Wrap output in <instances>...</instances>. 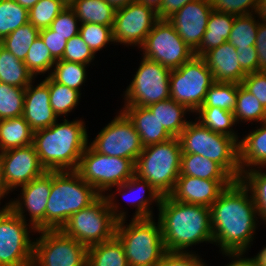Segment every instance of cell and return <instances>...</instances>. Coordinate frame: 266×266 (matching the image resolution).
Returning a JSON list of instances; mask_svg holds the SVG:
<instances>
[{
    "label": "cell",
    "mask_w": 266,
    "mask_h": 266,
    "mask_svg": "<svg viewBox=\"0 0 266 266\" xmlns=\"http://www.w3.org/2000/svg\"><path fill=\"white\" fill-rule=\"evenodd\" d=\"M257 208L247 188L234 180L210 207L213 243L223 252H246L257 228Z\"/></svg>",
    "instance_id": "obj_1"
},
{
    "label": "cell",
    "mask_w": 266,
    "mask_h": 266,
    "mask_svg": "<svg viewBox=\"0 0 266 266\" xmlns=\"http://www.w3.org/2000/svg\"><path fill=\"white\" fill-rule=\"evenodd\" d=\"M158 221L164 245L170 252H187L192 245L213 244L210 207L177 202L163 196L158 207Z\"/></svg>",
    "instance_id": "obj_2"
},
{
    "label": "cell",
    "mask_w": 266,
    "mask_h": 266,
    "mask_svg": "<svg viewBox=\"0 0 266 266\" xmlns=\"http://www.w3.org/2000/svg\"><path fill=\"white\" fill-rule=\"evenodd\" d=\"M56 121L33 133V145L46 171H76L88 144L86 125L80 120Z\"/></svg>",
    "instance_id": "obj_3"
},
{
    "label": "cell",
    "mask_w": 266,
    "mask_h": 266,
    "mask_svg": "<svg viewBox=\"0 0 266 266\" xmlns=\"http://www.w3.org/2000/svg\"><path fill=\"white\" fill-rule=\"evenodd\" d=\"M100 196L76 171H52L45 230H60L73 213L89 207Z\"/></svg>",
    "instance_id": "obj_4"
},
{
    "label": "cell",
    "mask_w": 266,
    "mask_h": 266,
    "mask_svg": "<svg viewBox=\"0 0 266 266\" xmlns=\"http://www.w3.org/2000/svg\"><path fill=\"white\" fill-rule=\"evenodd\" d=\"M114 198V194L100 196L89 207L73 213L60 230L87 247L111 239L117 221L126 220V212L118 210Z\"/></svg>",
    "instance_id": "obj_5"
},
{
    "label": "cell",
    "mask_w": 266,
    "mask_h": 266,
    "mask_svg": "<svg viewBox=\"0 0 266 266\" xmlns=\"http://www.w3.org/2000/svg\"><path fill=\"white\" fill-rule=\"evenodd\" d=\"M182 153L199 154L218 163L234 180H239L238 141L224 134L216 133L190 121L179 135Z\"/></svg>",
    "instance_id": "obj_6"
},
{
    "label": "cell",
    "mask_w": 266,
    "mask_h": 266,
    "mask_svg": "<svg viewBox=\"0 0 266 266\" xmlns=\"http://www.w3.org/2000/svg\"><path fill=\"white\" fill-rule=\"evenodd\" d=\"M181 154V144L176 137L144 147L135 162L134 174L150 183L162 196H168L180 175Z\"/></svg>",
    "instance_id": "obj_7"
},
{
    "label": "cell",
    "mask_w": 266,
    "mask_h": 266,
    "mask_svg": "<svg viewBox=\"0 0 266 266\" xmlns=\"http://www.w3.org/2000/svg\"><path fill=\"white\" fill-rule=\"evenodd\" d=\"M157 223L153 217L133 218L128 225H124L125 219L117 221L115 235L123 244L129 266H155L166 254Z\"/></svg>",
    "instance_id": "obj_8"
},
{
    "label": "cell",
    "mask_w": 266,
    "mask_h": 266,
    "mask_svg": "<svg viewBox=\"0 0 266 266\" xmlns=\"http://www.w3.org/2000/svg\"><path fill=\"white\" fill-rule=\"evenodd\" d=\"M214 83L211 70L202 56H193L178 69L171 70L170 98L196 112L204 103L209 87Z\"/></svg>",
    "instance_id": "obj_9"
},
{
    "label": "cell",
    "mask_w": 266,
    "mask_h": 266,
    "mask_svg": "<svg viewBox=\"0 0 266 266\" xmlns=\"http://www.w3.org/2000/svg\"><path fill=\"white\" fill-rule=\"evenodd\" d=\"M135 171V164L127 158L112 157L96 152L90 145L86 146L76 172L102 196L129 180Z\"/></svg>",
    "instance_id": "obj_10"
},
{
    "label": "cell",
    "mask_w": 266,
    "mask_h": 266,
    "mask_svg": "<svg viewBox=\"0 0 266 266\" xmlns=\"http://www.w3.org/2000/svg\"><path fill=\"white\" fill-rule=\"evenodd\" d=\"M29 223L10 207L0 210V266H32L34 241L30 240Z\"/></svg>",
    "instance_id": "obj_11"
},
{
    "label": "cell",
    "mask_w": 266,
    "mask_h": 266,
    "mask_svg": "<svg viewBox=\"0 0 266 266\" xmlns=\"http://www.w3.org/2000/svg\"><path fill=\"white\" fill-rule=\"evenodd\" d=\"M32 266H87L88 247L61 230L37 231Z\"/></svg>",
    "instance_id": "obj_12"
},
{
    "label": "cell",
    "mask_w": 266,
    "mask_h": 266,
    "mask_svg": "<svg viewBox=\"0 0 266 266\" xmlns=\"http://www.w3.org/2000/svg\"><path fill=\"white\" fill-rule=\"evenodd\" d=\"M171 70L160 63L145 58L125 91L124 106L147 107L170 98Z\"/></svg>",
    "instance_id": "obj_13"
},
{
    "label": "cell",
    "mask_w": 266,
    "mask_h": 266,
    "mask_svg": "<svg viewBox=\"0 0 266 266\" xmlns=\"http://www.w3.org/2000/svg\"><path fill=\"white\" fill-rule=\"evenodd\" d=\"M143 56L170 70L178 69L194 56V51L183 41L167 19H159L141 46Z\"/></svg>",
    "instance_id": "obj_14"
},
{
    "label": "cell",
    "mask_w": 266,
    "mask_h": 266,
    "mask_svg": "<svg viewBox=\"0 0 266 266\" xmlns=\"http://www.w3.org/2000/svg\"><path fill=\"white\" fill-rule=\"evenodd\" d=\"M91 142L90 146L104 155L130 159L134 164L143 150L133 123L120 111Z\"/></svg>",
    "instance_id": "obj_15"
},
{
    "label": "cell",
    "mask_w": 266,
    "mask_h": 266,
    "mask_svg": "<svg viewBox=\"0 0 266 266\" xmlns=\"http://www.w3.org/2000/svg\"><path fill=\"white\" fill-rule=\"evenodd\" d=\"M158 20L157 12L137 1L118 8L112 27L113 42L141 48Z\"/></svg>",
    "instance_id": "obj_16"
},
{
    "label": "cell",
    "mask_w": 266,
    "mask_h": 266,
    "mask_svg": "<svg viewBox=\"0 0 266 266\" xmlns=\"http://www.w3.org/2000/svg\"><path fill=\"white\" fill-rule=\"evenodd\" d=\"M51 186L52 171H46L40 177L33 179L21 187V200L16 199L10 201L4 207H10L25 222L27 220L24 211H28L31 217L29 221L31 227L36 231L45 230V210L50 196Z\"/></svg>",
    "instance_id": "obj_17"
},
{
    "label": "cell",
    "mask_w": 266,
    "mask_h": 266,
    "mask_svg": "<svg viewBox=\"0 0 266 266\" xmlns=\"http://www.w3.org/2000/svg\"><path fill=\"white\" fill-rule=\"evenodd\" d=\"M0 159L3 178L9 191L28 184L46 172L33 144L3 151Z\"/></svg>",
    "instance_id": "obj_18"
},
{
    "label": "cell",
    "mask_w": 266,
    "mask_h": 266,
    "mask_svg": "<svg viewBox=\"0 0 266 266\" xmlns=\"http://www.w3.org/2000/svg\"><path fill=\"white\" fill-rule=\"evenodd\" d=\"M212 10L209 0H195L187 3L167 20L183 41L195 51L206 32L207 21Z\"/></svg>",
    "instance_id": "obj_19"
},
{
    "label": "cell",
    "mask_w": 266,
    "mask_h": 266,
    "mask_svg": "<svg viewBox=\"0 0 266 266\" xmlns=\"http://www.w3.org/2000/svg\"><path fill=\"white\" fill-rule=\"evenodd\" d=\"M233 181L179 176L169 196L177 202L211 207L218 199L220 193Z\"/></svg>",
    "instance_id": "obj_20"
},
{
    "label": "cell",
    "mask_w": 266,
    "mask_h": 266,
    "mask_svg": "<svg viewBox=\"0 0 266 266\" xmlns=\"http://www.w3.org/2000/svg\"><path fill=\"white\" fill-rule=\"evenodd\" d=\"M31 82L25 89L23 118L35 132L48 128L57 121L58 116L50 105L47 77L36 87Z\"/></svg>",
    "instance_id": "obj_21"
},
{
    "label": "cell",
    "mask_w": 266,
    "mask_h": 266,
    "mask_svg": "<svg viewBox=\"0 0 266 266\" xmlns=\"http://www.w3.org/2000/svg\"><path fill=\"white\" fill-rule=\"evenodd\" d=\"M214 82L241 84L247 73L241 68L236 48L228 41L212 48L203 56Z\"/></svg>",
    "instance_id": "obj_22"
},
{
    "label": "cell",
    "mask_w": 266,
    "mask_h": 266,
    "mask_svg": "<svg viewBox=\"0 0 266 266\" xmlns=\"http://www.w3.org/2000/svg\"><path fill=\"white\" fill-rule=\"evenodd\" d=\"M133 123L143 147L169 140L172 136L147 107L124 106L121 110Z\"/></svg>",
    "instance_id": "obj_23"
},
{
    "label": "cell",
    "mask_w": 266,
    "mask_h": 266,
    "mask_svg": "<svg viewBox=\"0 0 266 266\" xmlns=\"http://www.w3.org/2000/svg\"><path fill=\"white\" fill-rule=\"evenodd\" d=\"M116 188V191H118L120 195L122 194V197H125L126 201L128 200L129 203L131 202V205L134 204L133 206L136 208V212L133 215V218L136 219L152 218L153 212L150 208V205L152 204L151 202L154 201L157 203L156 205L159 206L163 197L150 183L146 180L140 179L135 174L129 180L118 185ZM145 190L148 191V197L144 195L146 192ZM128 192L130 196L133 193L131 196L132 198L127 196L129 195ZM139 192L142 195L138 194Z\"/></svg>",
    "instance_id": "obj_24"
},
{
    "label": "cell",
    "mask_w": 266,
    "mask_h": 266,
    "mask_svg": "<svg viewBox=\"0 0 266 266\" xmlns=\"http://www.w3.org/2000/svg\"><path fill=\"white\" fill-rule=\"evenodd\" d=\"M261 124L238 142L241 173L252 166L266 167V121Z\"/></svg>",
    "instance_id": "obj_25"
},
{
    "label": "cell",
    "mask_w": 266,
    "mask_h": 266,
    "mask_svg": "<svg viewBox=\"0 0 266 266\" xmlns=\"http://www.w3.org/2000/svg\"><path fill=\"white\" fill-rule=\"evenodd\" d=\"M235 16L212 10L207 21V29L199 47L194 51L195 56H203L212 48L224 44L230 35Z\"/></svg>",
    "instance_id": "obj_26"
},
{
    "label": "cell",
    "mask_w": 266,
    "mask_h": 266,
    "mask_svg": "<svg viewBox=\"0 0 266 266\" xmlns=\"http://www.w3.org/2000/svg\"><path fill=\"white\" fill-rule=\"evenodd\" d=\"M147 108L157 117L172 137L178 138L189 123L184 117L187 114L186 112L191 111L186 106L175 102L171 98L150 104Z\"/></svg>",
    "instance_id": "obj_27"
},
{
    "label": "cell",
    "mask_w": 266,
    "mask_h": 266,
    "mask_svg": "<svg viewBox=\"0 0 266 266\" xmlns=\"http://www.w3.org/2000/svg\"><path fill=\"white\" fill-rule=\"evenodd\" d=\"M208 180H234L218 163L199 154L182 153L180 175Z\"/></svg>",
    "instance_id": "obj_28"
},
{
    "label": "cell",
    "mask_w": 266,
    "mask_h": 266,
    "mask_svg": "<svg viewBox=\"0 0 266 266\" xmlns=\"http://www.w3.org/2000/svg\"><path fill=\"white\" fill-rule=\"evenodd\" d=\"M33 133L23 116L0 120V153L33 144Z\"/></svg>",
    "instance_id": "obj_29"
},
{
    "label": "cell",
    "mask_w": 266,
    "mask_h": 266,
    "mask_svg": "<svg viewBox=\"0 0 266 266\" xmlns=\"http://www.w3.org/2000/svg\"><path fill=\"white\" fill-rule=\"evenodd\" d=\"M87 266H129L118 237L114 235L109 240L89 246Z\"/></svg>",
    "instance_id": "obj_30"
},
{
    "label": "cell",
    "mask_w": 266,
    "mask_h": 266,
    "mask_svg": "<svg viewBox=\"0 0 266 266\" xmlns=\"http://www.w3.org/2000/svg\"><path fill=\"white\" fill-rule=\"evenodd\" d=\"M70 8L80 24L95 23L113 27L116 9L105 0H76Z\"/></svg>",
    "instance_id": "obj_31"
},
{
    "label": "cell",
    "mask_w": 266,
    "mask_h": 266,
    "mask_svg": "<svg viewBox=\"0 0 266 266\" xmlns=\"http://www.w3.org/2000/svg\"><path fill=\"white\" fill-rule=\"evenodd\" d=\"M34 78L23 61L0 47V82L26 89Z\"/></svg>",
    "instance_id": "obj_32"
},
{
    "label": "cell",
    "mask_w": 266,
    "mask_h": 266,
    "mask_svg": "<svg viewBox=\"0 0 266 266\" xmlns=\"http://www.w3.org/2000/svg\"><path fill=\"white\" fill-rule=\"evenodd\" d=\"M196 114H199L198 122L204 127L213 132L235 138L239 142L238 135L232 129L233 125L236 124L233 112L218 107H200Z\"/></svg>",
    "instance_id": "obj_33"
},
{
    "label": "cell",
    "mask_w": 266,
    "mask_h": 266,
    "mask_svg": "<svg viewBox=\"0 0 266 266\" xmlns=\"http://www.w3.org/2000/svg\"><path fill=\"white\" fill-rule=\"evenodd\" d=\"M233 114L236 122L239 120L261 123L266 121V109L242 84H238V94Z\"/></svg>",
    "instance_id": "obj_34"
},
{
    "label": "cell",
    "mask_w": 266,
    "mask_h": 266,
    "mask_svg": "<svg viewBox=\"0 0 266 266\" xmlns=\"http://www.w3.org/2000/svg\"><path fill=\"white\" fill-rule=\"evenodd\" d=\"M241 183L250 192L257 208L258 217L266 222V173L253 167L241 173Z\"/></svg>",
    "instance_id": "obj_35"
},
{
    "label": "cell",
    "mask_w": 266,
    "mask_h": 266,
    "mask_svg": "<svg viewBox=\"0 0 266 266\" xmlns=\"http://www.w3.org/2000/svg\"><path fill=\"white\" fill-rule=\"evenodd\" d=\"M39 31L38 28L28 22L6 36L1 41L2 46L24 62L30 46L39 37Z\"/></svg>",
    "instance_id": "obj_36"
},
{
    "label": "cell",
    "mask_w": 266,
    "mask_h": 266,
    "mask_svg": "<svg viewBox=\"0 0 266 266\" xmlns=\"http://www.w3.org/2000/svg\"><path fill=\"white\" fill-rule=\"evenodd\" d=\"M47 86L50 93V105L58 117L61 115L66 116L78 105L81 97L79 91L55 82L49 75L47 77Z\"/></svg>",
    "instance_id": "obj_37"
},
{
    "label": "cell",
    "mask_w": 266,
    "mask_h": 266,
    "mask_svg": "<svg viewBox=\"0 0 266 266\" xmlns=\"http://www.w3.org/2000/svg\"><path fill=\"white\" fill-rule=\"evenodd\" d=\"M253 14L235 16L228 42L236 49H245L254 46L257 38L259 19Z\"/></svg>",
    "instance_id": "obj_38"
},
{
    "label": "cell",
    "mask_w": 266,
    "mask_h": 266,
    "mask_svg": "<svg viewBox=\"0 0 266 266\" xmlns=\"http://www.w3.org/2000/svg\"><path fill=\"white\" fill-rule=\"evenodd\" d=\"M29 22V12L15 0L0 1V41Z\"/></svg>",
    "instance_id": "obj_39"
},
{
    "label": "cell",
    "mask_w": 266,
    "mask_h": 266,
    "mask_svg": "<svg viewBox=\"0 0 266 266\" xmlns=\"http://www.w3.org/2000/svg\"><path fill=\"white\" fill-rule=\"evenodd\" d=\"M49 76L57 83L81 92L80 86L86 81V64L57 60Z\"/></svg>",
    "instance_id": "obj_40"
},
{
    "label": "cell",
    "mask_w": 266,
    "mask_h": 266,
    "mask_svg": "<svg viewBox=\"0 0 266 266\" xmlns=\"http://www.w3.org/2000/svg\"><path fill=\"white\" fill-rule=\"evenodd\" d=\"M238 94V84L214 82L208 89L201 107H218L233 112Z\"/></svg>",
    "instance_id": "obj_41"
},
{
    "label": "cell",
    "mask_w": 266,
    "mask_h": 266,
    "mask_svg": "<svg viewBox=\"0 0 266 266\" xmlns=\"http://www.w3.org/2000/svg\"><path fill=\"white\" fill-rule=\"evenodd\" d=\"M25 88L0 82V120L23 115Z\"/></svg>",
    "instance_id": "obj_42"
},
{
    "label": "cell",
    "mask_w": 266,
    "mask_h": 266,
    "mask_svg": "<svg viewBox=\"0 0 266 266\" xmlns=\"http://www.w3.org/2000/svg\"><path fill=\"white\" fill-rule=\"evenodd\" d=\"M24 63L27 69L36 77L38 74H44L53 68L56 60L39 36L30 46Z\"/></svg>",
    "instance_id": "obj_43"
},
{
    "label": "cell",
    "mask_w": 266,
    "mask_h": 266,
    "mask_svg": "<svg viewBox=\"0 0 266 266\" xmlns=\"http://www.w3.org/2000/svg\"><path fill=\"white\" fill-rule=\"evenodd\" d=\"M65 7L60 0H40L28 11L29 23L39 30L49 28Z\"/></svg>",
    "instance_id": "obj_44"
},
{
    "label": "cell",
    "mask_w": 266,
    "mask_h": 266,
    "mask_svg": "<svg viewBox=\"0 0 266 266\" xmlns=\"http://www.w3.org/2000/svg\"><path fill=\"white\" fill-rule=\"evenodd\" d=\"M79 35L89 48L96 54L102 50L106 44L113 42L112 28L95 23L80 24Z\"/></svg>",
    "instance_id": "obj_45"
},
{
    "label": "cell",
    "mask_w": 266,
    "mask_h": 266,
    "mask_svg": "<svg viewBox=\"0 0 266 266\" xmlns=\"http://www.w3.org/2000/svg\"><path fill=\"white\" fill-rule=\"evenodd\" d=\"M95 54L78 34L67 40L61 60L90 65Z\"/></svg>",
    "instance_id": "obj_46"
},
{
    "label": "cell",
    "mask_w": 266,
    "mask_h": 266,
    "mask_svg": "<svg viewBox=\"0 0 266 266\" xmlns=\"http://www.w3.org/2000/svg\"><path fill=\"white\" fill-rule=\"evenodd\" d=\"M78 22L80 21L75 15V12L69 6H66L51 23L50 28L56 34L69 40L79 34L80 27L78 26Z\"/></svg>",
    "instance_id": "obj_47"
},
{
    "label": "cell",
    "mask_w": 266,
    "mask_h": 266,
    "mask_svg": "<svg viewBox=\"0 0 266 266\" xmlns=\"http://www.w3.org/2000/svg\"><path fill=\"white\" fill-rule=\"evenodd\" d=\"M209 1L214 11L232 14L234 16H244V15H250L252 13L255 14L254 12H256L259 0H209Z\"/></svg>",
    "instance_id": "obj_48"
},
{
    "label": "cell",
    "mask_w": 266,
    "mask_h": 266,
    "mask_svg": "<svg viewBox=\"0 0 266 266\" xmlns=\"http://www.w3.org/2000/svg\"><path fill=\"white\" fill-rule=\"evenodd\" d=\"M266 109V71L248 73L241 83Z\"/></svg>",
    "instance_id": "obj_49"
},
{
    "label": "cell",
    "mask_w": 266,
    "mask_h": 266,
    "mask_svg": "<svg viewBox=\"0 0 266 266\" xmlns=\"http://www.w3.org/2000/svg\"><path fill=\"white\" fill-rule=\"evenodd\" d=\"M194 252H170L160 259L155 266H207Z\"/></svg>",
    "instance_id": "obj_50"
},
{
    "label": "cell",
    "mask_w": 266,
    "mask_h": 266,
    "mask_svg": "<svg viewBox=\"0 0 266 266\" xmlns=\"http://www.w3.org/2000/svg\"><path fill=\"white\" fill-rule=\"evenodd\" d=\"M39 36L49 49L52 57L56 61L61 60L67 44V40L63 36L56 34V32L53 31L50 27L41 29L39 31Z\"/></svg>",
    "instance_id": "obj_51"
},
{
    "label": "cell",
    "mask_w": 266,
    "mask_h": 266,
    "mask_svg": "<svg viewBox=\"0 0 266 266\" xmlns=\"http://www.w3.org/2000/svg\"><path fill=\"white\" fill-rule=\"evenodd\" d=\"M241 68L248 74L258 71V54L255 46L236 49Z\"/></svg>",
    "instance_id": "obj_52"
},
{
    "label": "cell",
    "mask_w": 266,
    "mask_h": 266,
    "mask_svg": "<svg viewBox=\"0 0 266 266\" xmlns=\"http://www.w3.org/2000/svg\"><path fill=\"white\" fill-rule=\"evenodd\" d=\"M254 46L258 54V71H266V22L259 21Z\"/></svg>",
    "instance_id": "obj_53"
},
{
    "label": "cell",
    "mask_w": 266,
    "mask_h": 266,
    "mask_svg": "<svg viewBox=\"0 0 266 266\" xmlns=\"http://www.w3.org/2000/svg\"><path fill=\"white\" fill-rule=\"evenodd\" d=\"M193 1L195 0H162L160 9L157 12L158 19H168L187 3Z\"/></svg>",
    "instance_id": "obj_54"
},
{
    "label": "cell",
    "mask_w": 266,
    "mask_h": 266,
    "mask_svg": "<svg viewBox=\"0 0 266 266\" xmlns=\"http://www.w3.org/2000/svg\"><path fill=\"white\" fill-rule=\"evenodd\" d=\"M223 254H225L229 258L232 257L231 259H235L234 261L232 260V262L229 265L227 264L226 266H256V264L251 258H241L243 257V254H245V252H223Z\"/></svg>",
    "instance_id": "obj_55"
},
{
    "label": "cell",
    "mask_w": 266,
    "mask_h": 266,
    "mask_svg": "<svg viewBox=\"0 0 266 266\" xmlns=\"http://www.w3.org/2000/svg\"><path fill=\"white\" fill-rule=\"evenodd\" d=\"M9 193V189L5 184L4 178H3V166L0 159V200L5 197Z\"/></svg>",
    "instance_id": "obj_56"
},
{
    "label": "cell",
    "mask_w": 266,
    "mask_h": 266,
    "mask_svg": "<svg viewBox=\"0 0 266 266\" xmlns=\"http://www.w3.org/2000/svg\"><path fill=\"white\" fill-rule=\"evenodd\" d=\"M140 4H143L151 9H153L155 12H158L162 3V0H136Z\"/></svg>",
    "instance_id": "obj_57"
},
{
    "label": "cell",
    "mask_w": 266,
    "mask_h": 266,
    "mask_svg": "<svg viewBox=\"0 0 266 266\" xmlns=\"http://www.w3.org/2000/svg\"><path fill=\"white\" fill-rule=\"evenodd\" d=\"M251 259L256 266H266V247H264L255 257Z\"/></svg>",
    "instance_id": "obj_58"
},
{
    "label": "cell",
    "mask_w": 266,
    "mask_h": 266,
    "mask_svg": "<svg viewBox=\"0 0 266 266\" xmlns=\"http://www.w3.org/2000/svg\"><path fill=\"white\" fill-rule=\"evenodd\" d=\"M110 5H112L115 9L124 7L130 3L136 2V0H105Z\"/></svg>",
    "instance_id": "obj_59"
},
{
    "label": "cell",
    "mask_w": 266,
    "mask_h": 266,
    "mask_svg": "<svg viewBox=\"0 0 266 266\" xmlns=\"http://www.w3.org/2000/svg\"><path fill=\"white\" fill-rule=\"evenodd\" d=\"M15 1L29 11L40 0H15Z\"/></svg>",
    "instance_id": "obj_60"
},
{
    "label": "cell",
    "mask_w": 266,
    "mask_h": 266,
    "mask_svg": "<svg viewBox=\"0 0 266 266\" xmlns=\"http://www.w3.org/2000/svg\"><path fill=\"white\" fill-rule=\"evenodd\" d=\"M64 5L71 6L76 0H60Z\"/></svg>",
    "instance_id": "obj_61"
}]
</instances>
